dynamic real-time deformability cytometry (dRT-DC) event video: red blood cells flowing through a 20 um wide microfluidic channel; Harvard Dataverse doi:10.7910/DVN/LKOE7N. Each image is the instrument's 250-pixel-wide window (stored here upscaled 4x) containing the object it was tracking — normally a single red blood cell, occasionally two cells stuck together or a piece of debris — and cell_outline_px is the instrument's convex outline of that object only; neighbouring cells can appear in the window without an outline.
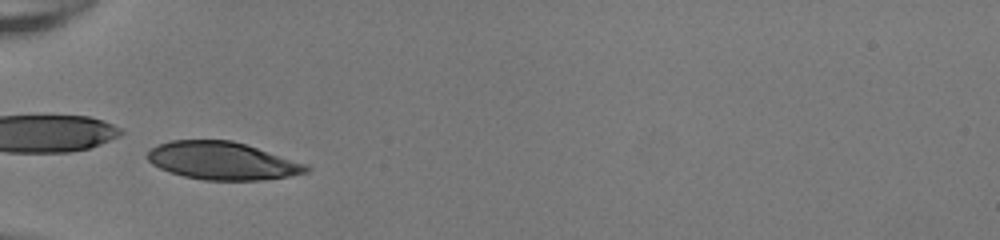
{"species": "human", "species_latin": "Homo sapiens", "temperature_condition": "room temperature", "stored_images_in_passage": 37, "camera_frame_rate_fps": 3000, "um_per_image_px": 0.085, "donor": {"sex": "female"}, "frame": {"image": 1, "passage_image": 7, "time_ms": 2.0, "image_size_px": [1000, 240], "cell_outline_px": [[312, 168], [308, 172], [288, 176], [260, 180], [204, 180], [184, 176], [168, 172], [152, 164], [148, 160], [148, 152], [156, 144], [172, 140], [232, 140], [308, 164]], "centroid_in_image_um": [18.9, 13.67], "position_along_channel_um": 66.1, "area_um2": 34.91}}
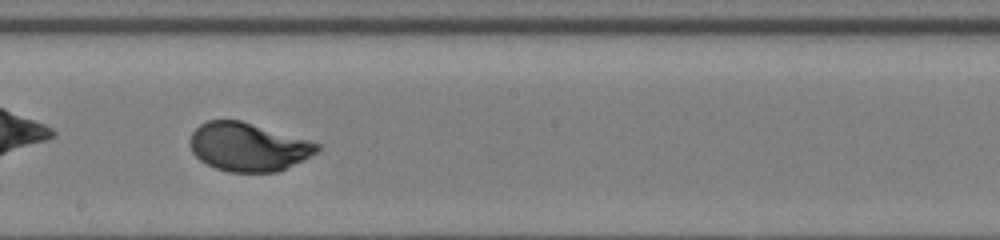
{"frame": {"image": 2, "passage_image": 19, "time_ms": 6.0, "image_size_px": [1000, 240], "cell_outline_px": [[320, 148], [316, 152], [276, 172], [228, 172], [216, 168], [200, 160], [192, 152], [188, 144], [188, 140], [192, 132], [200, 124], [208, 120], [240, 120], [308, 140], [320, 144]], "centroid_in_image_um": [21.02, 12.48], "position_along_channel_um": 227.2, "area_um2": 35.49}}
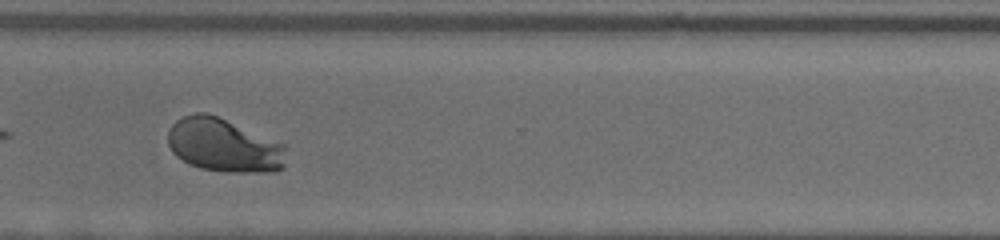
{"frame": {"image": 3, "passage_image": 28, "time_ms": 9.0, "image_size_px": [1000, 240], "cell_outline_px": [[284, 168], [276, 172], [224, 172], [200, 168], [188, 164], [176, 156], [172, 152], [168, 144], [168, 132], [172, 124], [176, 120], [184, 116], [196, 112], [204, 112], [216, 116], [284, 144]], "centroid_in_image_um": [18.99, 12.37], "position_along_channel_um": 351.6, "area_um2": 36.76}, "authors_computed_cell_mechanics": {"area_um2": 36.2984, "velocity_mm_per_s": 4.158, "shape_relaxation_time_tau1_ms": 2.4515, "shape_relaxation_time_tau2_ms": null, "deformation_change_tau1": 0.1678, "deformation_change_tau2": null}}